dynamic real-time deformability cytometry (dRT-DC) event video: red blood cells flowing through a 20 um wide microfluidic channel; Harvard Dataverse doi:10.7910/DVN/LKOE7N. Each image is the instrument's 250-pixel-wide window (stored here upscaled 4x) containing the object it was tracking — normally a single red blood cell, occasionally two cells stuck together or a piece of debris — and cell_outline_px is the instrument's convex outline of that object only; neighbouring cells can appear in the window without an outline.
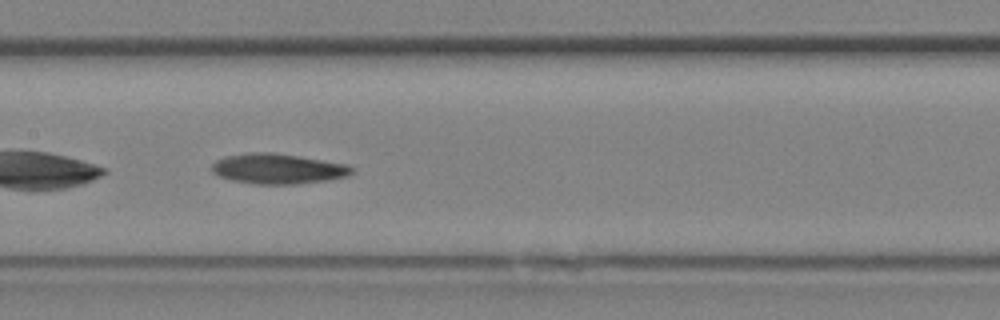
{"species": "Egyptian fruit bat (a non-hibernating species)", "species_latin": "Rousettus aegyptiacus", "temperature_condition": "room temperature", "stored_images_in_passage": 15, "camera_frame_rate_fps": 3000, "um_per_image_px": 0.085, "animal": {"sex": "female"}, "frame": {"image": 1, "passage_image": 11, "time_ms": 3.333, "image_size_px": [1000, 320], "cell_outline_px": [[356, 168], [348, 176], [328, 180], [296, 184], [256, 184], [232, 180], [220, 176], [212, 172], [212, 164], [216, 160], [224, 156], [248, 152], [272, 152], [348, 164]], "centroid_in_image_um": [23.63, 14.34], "position_along_channel_um": 183.8, "area_um2": 24.74}}
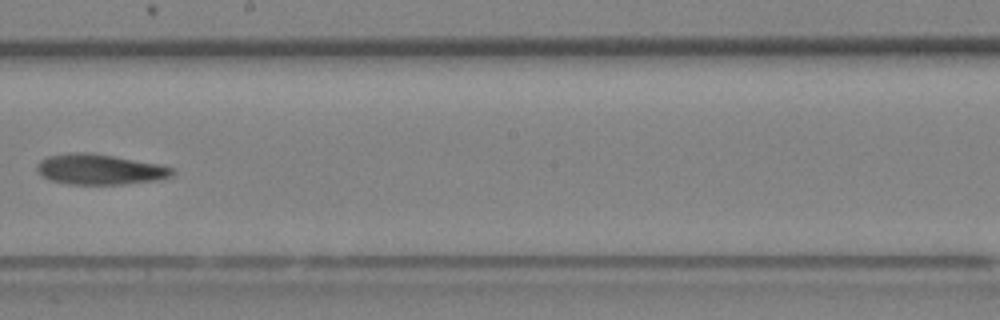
{"frame": {"image": 2, "passage_image": 13, "time_ms": 4.0, "image_size_px": [1000, 320], "cell_outline_px": [[176, 172], [172, 176], [156, 180], [120, 184], [68, 184], [48, 180], [36, 168], [36, 164], [40, 160], [48, 156], [68, 152], [88, 152], [160, 164], [172, 168]], "centroid_in_image_um": [8.46, 14.39], "position_along_channel_um": 239.7, "area_um2": 23.93}}